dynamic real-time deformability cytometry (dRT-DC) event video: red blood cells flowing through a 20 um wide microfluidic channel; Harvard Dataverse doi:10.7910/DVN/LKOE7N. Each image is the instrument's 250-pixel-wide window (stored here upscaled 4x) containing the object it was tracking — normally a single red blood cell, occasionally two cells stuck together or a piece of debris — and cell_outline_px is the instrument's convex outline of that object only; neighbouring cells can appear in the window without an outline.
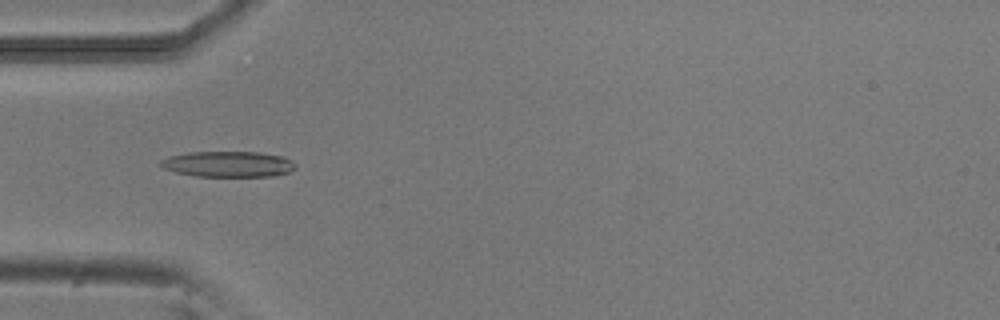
{"species": "common noctule bat (a hibernating species)", "species_latin": "Nyctalus noctula", "temperature_condition": "room temperature", "stored_images_in_passage": 37, "camera_frame_rate_fps": 3000, "um_per_image_px": 0.085, "animal": {"sex": "male", "body_mass_g": 20.5, "forearm_length_mm": 52.5}, "frame": {"image": 1, "passage_image": 1, "time_ms": 0.0, "image_size_px": [1000, 320], "cell_outline_px": [[296, 168], [288, 172], [272, 176], [196, 176], [176, 172], [164, 168], [160, 164], [160, 160], [168, 156], [188, 152], [260, 152], [284, 156], [292, 160], [296, 164]], "centroid_in_image_um": [19.42, 13.94], "position_along_channel_um": 65.6, "area_um2": 20.29}}
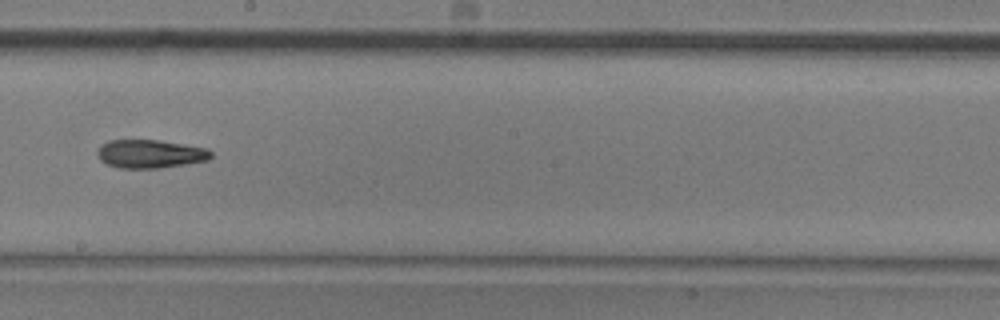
{"frame": {"image": 2, "passage_image": 14, "time_ms": 4.333, "image_size_px": [1000, 320], "cell_outline_px": [[212, 156], [208, 160], [160, 168], [116, 168], [100, 160], [100, 148], [108, 140], [160, 140], [208, 148], [212, 152]], "centroid_in_image_um": [12.82, 13.08], "position_along_channel_um": 235.4, "area_um2": 18.61}}
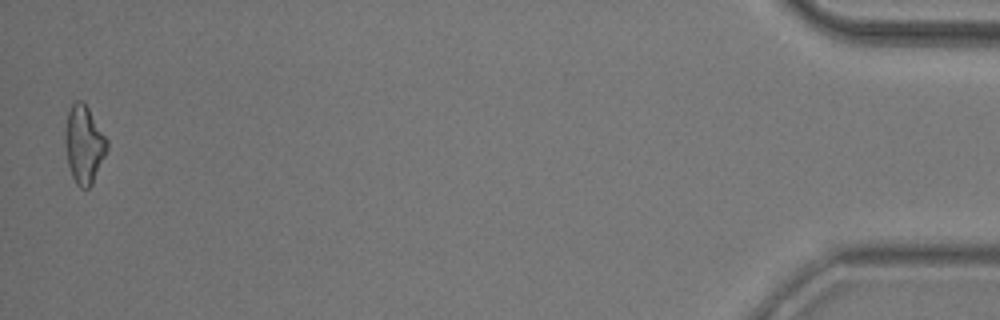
{"frame": {"image": 3, "passage_image": 36, "time_ms": 11.667, "image_size_px": [1000, 320], "cell_outline_px": [[108, 148], [92, 184], [88, 188], [80, 188], [76, 184], [72, 176], [68, 164], [64, 144], [64, 128], [68, 112], [72, 104], [76, 100], [80, 100], [88, 108], [108, 140]], "centroid_in_image_um": [7.12, 12.28], "position_along_channel_um": 428.1, "area_um2": 19.02}, "authors_computed_cell_mechanics": {"area_um2": 18.785, "velocity_mm_per_s": 3.8953, "shape_relaxation_time_tau1_ms": 6.742, "shape_relaxation_time_tau2_ms": null, "deformation_change_tau1": 0.1777, "deformation_change_tau2": null}}